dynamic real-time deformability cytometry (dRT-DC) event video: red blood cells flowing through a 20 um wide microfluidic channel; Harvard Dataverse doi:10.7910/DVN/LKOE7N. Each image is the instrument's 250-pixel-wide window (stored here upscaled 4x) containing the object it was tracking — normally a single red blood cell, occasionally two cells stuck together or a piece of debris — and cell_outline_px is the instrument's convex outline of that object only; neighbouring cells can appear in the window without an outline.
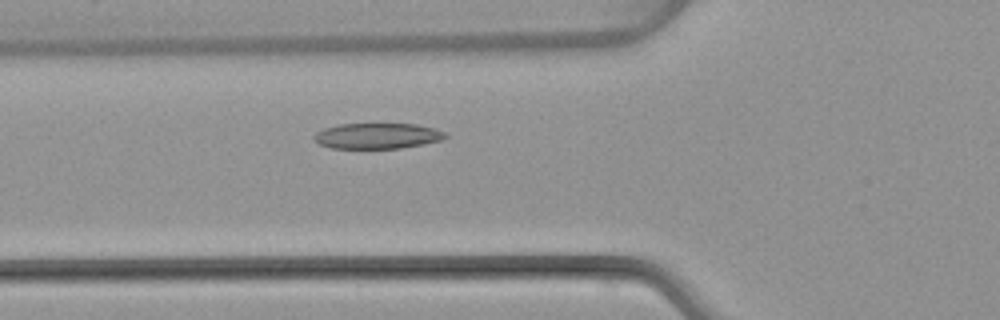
{"species": "common noctule bat (a hibernating species)", "species_latin": "Nyctalus noctula", "temperature_condition": "warm", "stored_images_in_passage": 37, "camera_frame_rate_fps": 3000, "um_per_image_px": 0.085, "animal": {"sex": "female", "body_mass_g": 22.7, "forearm_length_mm": 54.2}, "frame": {"image": 1, "passage_image": 5, "time_ms": 1.333, "image_size_px": [1000, 320], "cell_outline_px": [[448, 136], [440, 140], [424, 144], [400, 148], [332, 148], [320, 144], [312, 136], [316, 132], [324, 128], [340, 124], [416, 124], [432, 128], [444, 132]], "centroid_in_image_um": [32.06, 11.55], "position_along_channel_um": 93.7, "area_um2": 19.42}}
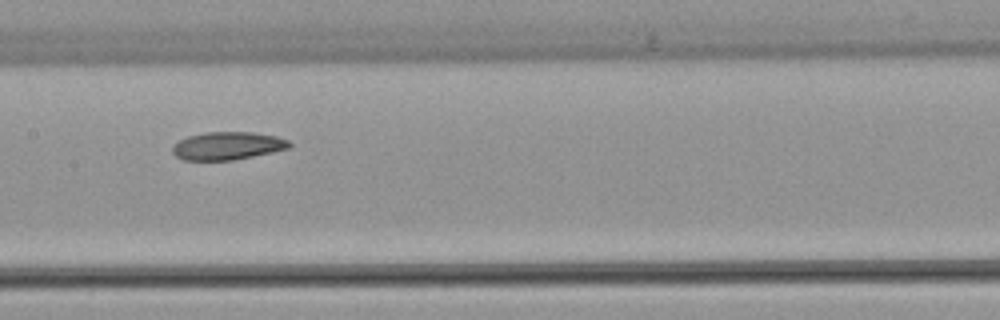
{"frame": {"image": 2, "passage_image": 12, "time_ms": 3.667, "image_size_px": [1000, 320], "cell_outline_px": [[292, 144], [288, 148], [272, 152], [232, 160], [184, 160], [176, 156], [172, 152], [172, 148], [180, 140], [188, 136], [204, 132], [252, 132], [276, 136], [288, 140]], "centroid_in_image_um": [19.34, 12.39], "position_along_channel_um": 188.1, "area_um2": 18.84}}
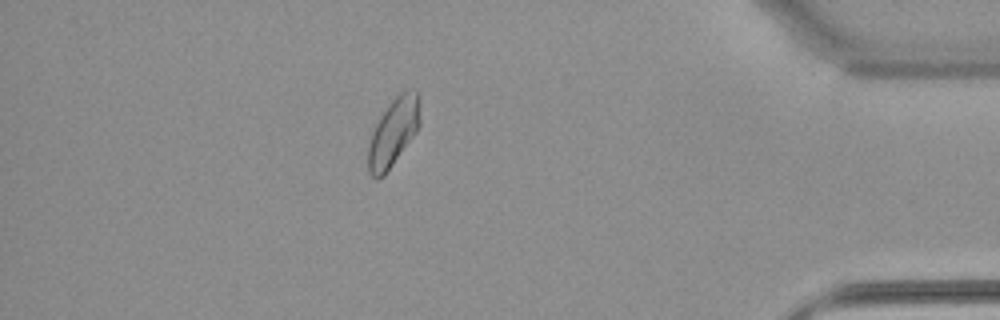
{"frame": {"image": 3, "passage_image": 31, "time_ms": 10.0, "image_size_px": [1000, 320], "cell_outline_px": [[420, 124], [416, 132], [384, 176], [376, 180], [368, 172], [368, 148], [372, 132], [380, 116], [388, 104], [400, 92], [408, 88], [416, 92], [420, 96]], "centroid_in_image_um": [33.44, 11.22], "position_along_channel_um": 401.8, "area_um2": 20.58}, "authors_computed_cell_mechanics": {"area_um2": 19.7098, "velocity_mm_per_s": 4.0381, "shape_relaxation_time_tau1_ms": 7.5594, "shape_relaxation_time_tau2_ms": 4.4438, "deformation_change_tau1": 0.1681, "deformation_change_tau2": 0.0972}}